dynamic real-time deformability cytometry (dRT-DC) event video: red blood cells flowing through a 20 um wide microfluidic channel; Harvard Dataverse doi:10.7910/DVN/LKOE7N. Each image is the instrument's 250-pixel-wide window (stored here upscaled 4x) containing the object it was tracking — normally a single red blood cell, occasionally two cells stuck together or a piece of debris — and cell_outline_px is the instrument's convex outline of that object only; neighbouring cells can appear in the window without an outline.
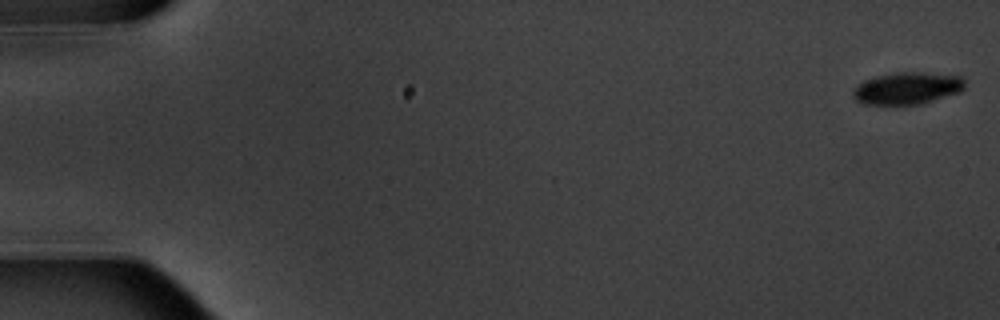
{"species": "common noctule bat (a hibernating species)", "species_latin": "Nyctalus noctula", "temperature_condition": "warm", "stored_images_in_passage": 6, "camera_frame_rate_fps": 3000, "um_per_image_px": 0.085, "animal": {"sex": "male", "body_mass_g": 20.1, "forearm_length_mm": 53.5}, "frame": {"image": 1, "passage_image": 1, "time_ms": 0.0, "image_size_px": [1000, 320], "cell_outline_px": [[964, 88], [960, 92], [920, 104], [864, 104], [856, 100], [852, 96], [852, 92], [856, 84], [864, 80], [876, 76], [896, 72], [920, 72], [960, 76], [964, 80]], "centroid_in_image_um": [77.08, 7.49], "position_along_channel_um": 7.9, "area_um2": 20.87}}
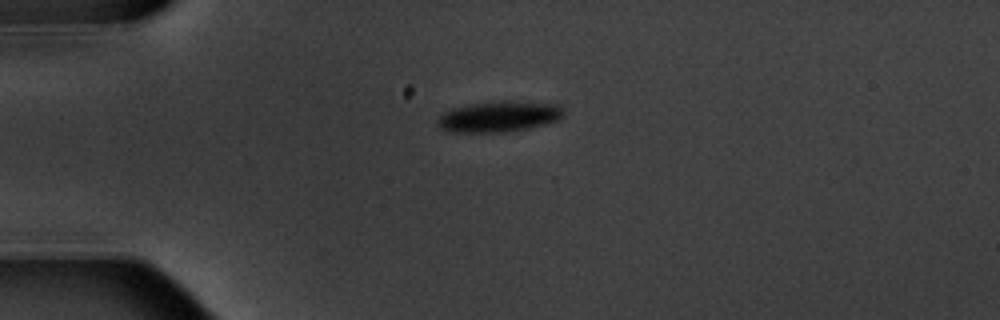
{"frame": {"image": 2, "passage_image": 5, "time_ms": 4.667, "image_size_px": [1000, 320], "cell_outline_px": [[564, 116], [556, 120], [544, 124], [528, 128], [500, 132], [448, 132], [440, 128], [436, 124], [436, 120], [444, 112], [452, 108], [468, 104], [492, 100], [512, 100], [556, 104], [564, 108]], "centroid_in_image_um": [42.38, 9.88], "position_along_channel_um": 42.6, "area_um2": 23.0}}